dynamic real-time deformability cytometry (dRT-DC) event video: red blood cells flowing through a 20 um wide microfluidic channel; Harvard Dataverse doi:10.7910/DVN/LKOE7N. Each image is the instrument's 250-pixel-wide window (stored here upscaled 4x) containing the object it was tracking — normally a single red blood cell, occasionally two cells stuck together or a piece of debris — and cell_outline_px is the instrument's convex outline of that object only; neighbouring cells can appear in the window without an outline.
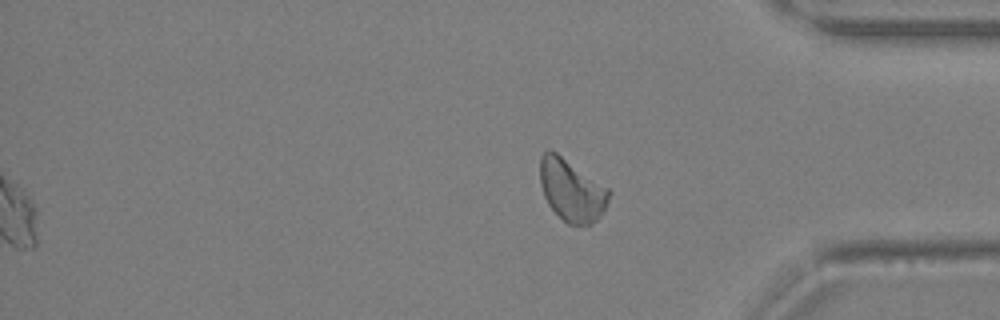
{"species": "Egyptian fruit bat (a non-hibernating species)", "species_latin": "Rousettus aegyptiacus", "temperature_condition": "warm", "stored_images_in_passage": 31, "segment_of_instrument_passage": [2, 2], "camera_frame_rate_fps": 3000, "um_per_image_px": 0.085, "animal": {"sex": "female"}, "frame": {"image": 1, "passage_image": 31, "time_ms": 10.0, "image_size_px": [1000, 320], "cell_outline_px": [[612, 192], [600, 216], [592, 224], [568, 224], [548, 204], [544, 196], [540, 184], [540, 156], [548, 148], [556, 152], [608, 188]], "centroid_in_image_um": [48.57, 16.15], "position_along_channel_um": 386.6, "area_um2": 24.62}}